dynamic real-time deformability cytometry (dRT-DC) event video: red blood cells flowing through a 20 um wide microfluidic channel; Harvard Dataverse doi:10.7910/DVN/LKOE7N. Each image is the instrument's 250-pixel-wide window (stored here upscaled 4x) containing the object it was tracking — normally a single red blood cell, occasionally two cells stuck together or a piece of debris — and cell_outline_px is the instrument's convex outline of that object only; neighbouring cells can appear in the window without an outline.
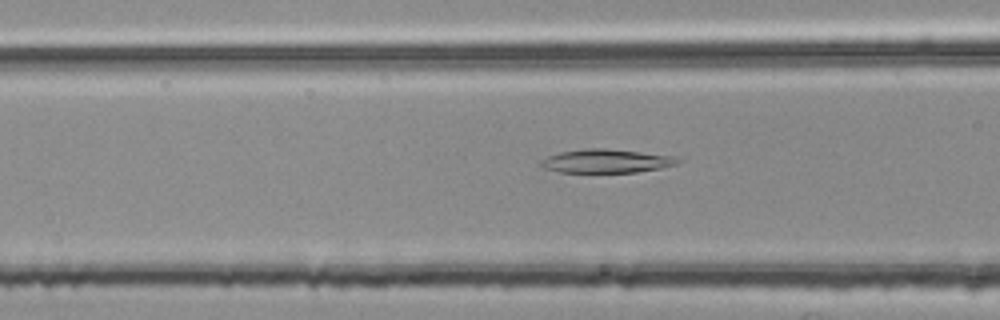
{"species": "common noctule bat (a hibernating species)", "species_latin": "Nyctalus noctula", "temperature_condition": "room temperature", "stored_images_in_passage": 32, "camera_frame_rate_fps": 3000, "um_per_image_px": 0.085, "animal": {"sex": "female", "body_mass_g": 25.1}, "frame": {"image": 1, "passage_image": 6, "time_ms": 1.667, "image_size_px": [1000, 320], "cell_outline_px": [[680, 160], [676, 164], [660, 168], [636, 172], [560, 172], [544, 168], [540, 164], [540, 160], [548, 156], [560, 152], [584, 148], [604, 148], [672, 156]], "centroid_in_image_um": [51.47, 13.69], "position_along_channel_um": 115.1, "area_um2": 18.55}}
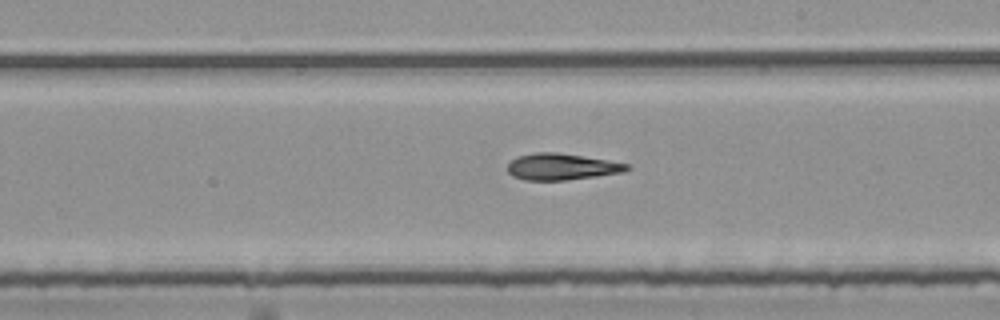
{"frame": {"image": 2, "passage_image": 16, "time_ms": 5.0, "image_size_px": [1000, 320], "cell_outline_px": [[632, 168], [624, 172], [596, 176], [564, 180], [524, 180], [512, 176], [508, 172], [508, 164], [512, 160], [520, 156], [536, 152], [556, 152], [628, 164]], "centroid_in_image_um": [47.72, 14.18], "position_along_channel_um": 241.3, "area_um2": 18.09}}
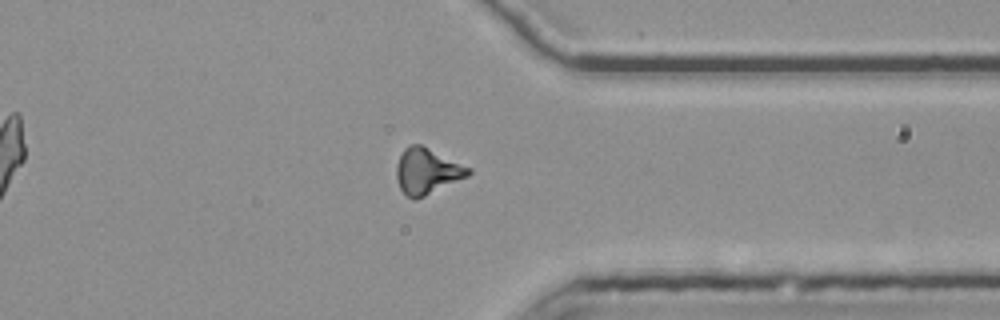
{"frame": {"image": 3, "passage_image": 27, "time_ms": 8.667, "image_size_px": [1000, 320], "cell_outline_px": [[472, 172], [468, 176], [416, 200], [412, 200], [400, 188], [396, 176], [396, 164], [404, 148], [408, 144], [420, 144], [472, 168]], "centroid_in_image_um": [36.29, 14.54], "position_along_channel_um": 375.1, "area_um2": 19.19}, "authors_computed_cell_mechanics": {"area_um2": 18.3515, "velocity_mm_per_s": 3.785, "shape_relaxation_time_tau1_ms": null, "shape_relaxation_time_tau2_ms": 8.3076, "deformation_change_tau1": null, "deformation_change_tau2": 0.2131}}